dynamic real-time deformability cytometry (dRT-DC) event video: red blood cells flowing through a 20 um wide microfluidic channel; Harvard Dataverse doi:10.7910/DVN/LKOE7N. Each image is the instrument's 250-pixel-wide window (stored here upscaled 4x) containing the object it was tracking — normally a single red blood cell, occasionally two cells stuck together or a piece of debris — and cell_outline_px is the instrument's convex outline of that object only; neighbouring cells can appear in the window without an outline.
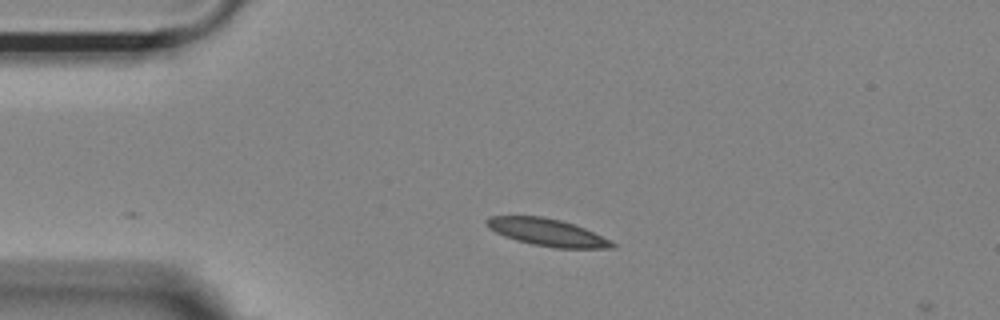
{"species": "Egyptian fruit bat (a non-hibernating species)", "species_latin": "Rousettus aegyptiacus", "temperature_condition": "room temperature", "stored_images_in_passage": 4, "camera_frame_rate_fps": 3000, "um_per_image_px": 0.085, "animal": {"sex": "female"}, "frame": {"image": 1, "passage_image": 1, "time_ms": 0.0, "image_size_px": [1000, 320], "cell_outline_px": [[616, 248], [556, 248], [532, 244], [516, 240], [504, 236], [488, 228], [484, 224], [484, 220], [492, 216], [540, 216], [560, 220], [584, 228], [616, 244]], "centroid_in_image_um": [46.45, 19.75], "position_along_channel_um": 38.5, "area_um2": 19.71}}